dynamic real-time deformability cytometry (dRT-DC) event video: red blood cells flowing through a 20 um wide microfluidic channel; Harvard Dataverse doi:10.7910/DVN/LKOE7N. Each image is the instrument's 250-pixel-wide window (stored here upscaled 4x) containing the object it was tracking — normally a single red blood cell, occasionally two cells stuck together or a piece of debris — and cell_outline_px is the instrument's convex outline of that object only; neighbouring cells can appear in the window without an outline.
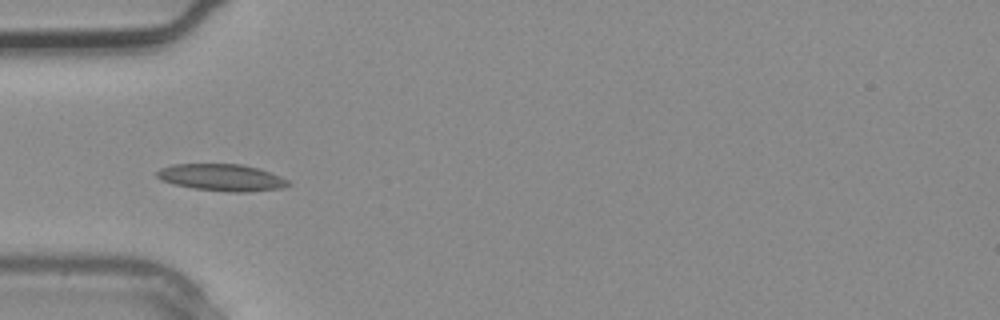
{"species": "common noctule bat (a hibernating species)", "species_latin": "Nyctalus noctula", "temperature_condition": "warm", "stored_images_in_passage": 3, "camera_frame_rate_fps": 3000, "um_per_image_px": 0.085, "animal": {"sex": "male", "body_mass_g": 20.4}, "frame": {"image": 1, "passage_image": 3, "time_ms": 0.667, "image_size_px": [1000, 320], "cell_outline_px": [[292, 184], [280, 188], [248, 192], [228, 192], [192, 188], [160, 180], [156, 176], [156, 172], [160, 168], [172, 164], [240, 164], [260, 168], [280, 176], [288, 180]], "centroid_in_image_um": [18.84, 15.08], "position_along_channel_um": 66.2, "area_um2": 20.63}}